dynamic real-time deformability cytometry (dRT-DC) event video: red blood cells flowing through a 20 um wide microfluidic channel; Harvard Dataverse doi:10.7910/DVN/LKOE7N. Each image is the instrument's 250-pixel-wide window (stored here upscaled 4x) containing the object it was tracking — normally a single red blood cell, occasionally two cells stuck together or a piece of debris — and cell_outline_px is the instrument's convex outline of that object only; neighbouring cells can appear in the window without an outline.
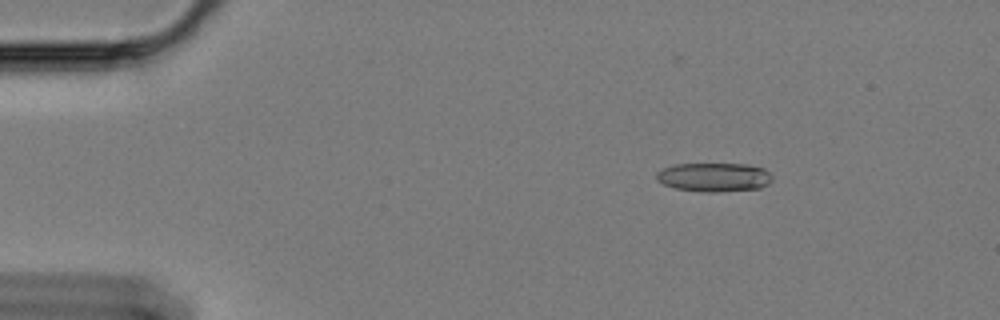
{"species": "Egyptian fruit bat (a non-hibernating species)", "species_latin": "Rousettus aegyptiacus", "temperature_condition": "cold", "stored_images_in_passage": 52, "camera_frame_rate_fps": 3000, "um_per_image_px": 0.085, "animal": {"sex": "female"}, "frame": {"image": 1, "passage_image": 1, "time_ms": 0.0, "image_size_px": [1000, 320], "cell_outline_px": [[772, 180], [768, 184], [760, 188], [716, 192], [704, 192], [676, 188], [664, 184], [656, 180], [656, 172], [664, 168], [676, 164], [748, 164], [764, 168], [772, 176]], "centroid_in_image_um": [60.71, 15.06], "position_along_channel_um": 24.3, "area_um2": 19.48}}
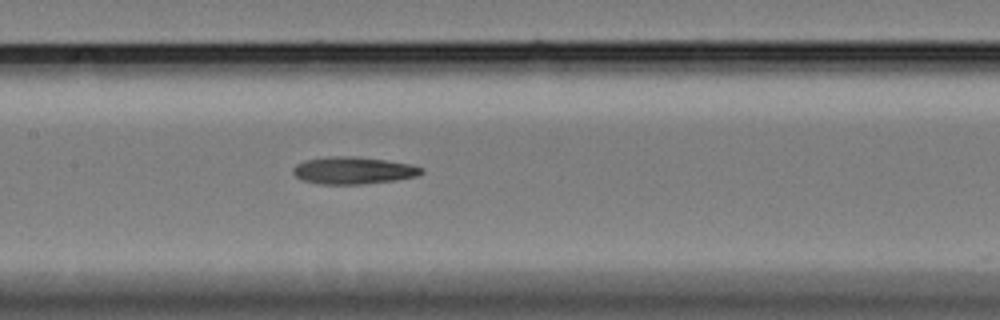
{"frame": {"image": 2, "passage_image": 21, "time_ms": 6.667, "image_size_px": [1000, 320], "cell_outline_px": [[424, 172], [416, 176], [396, 180], [360, 184], [320, 184], [304, 180], [296, 176], [292, 172], [292, 168], [296, 164], [304, 160], [328, 156], [352, 156], [384, 160], [412, 164], [424, 168]], "centroid_in_image_um": [30.02, 14.48], "position_along_channel_um": 177.4, "area_um2": 20.35}}
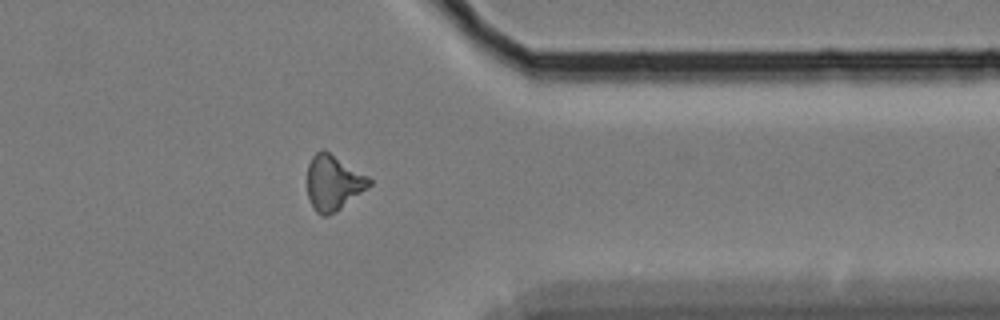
{"frame": {"image": 3, "passage_image": 40, "time_ms": 13.0, "image_size_px": [1000, 320], "cell_outline_px": [[372, 184], [368, 188], [336, 212], [328, 216], [320, 216], [312, 208], [308, 196], [308, 164], [312, 156], [320, 148], [324, 148], [368, 176], [372, 180]], "centroid_in_image_um": [28.33, 15.53], "position_along_channel_um": 383.1, "area_um2": 20.23}}